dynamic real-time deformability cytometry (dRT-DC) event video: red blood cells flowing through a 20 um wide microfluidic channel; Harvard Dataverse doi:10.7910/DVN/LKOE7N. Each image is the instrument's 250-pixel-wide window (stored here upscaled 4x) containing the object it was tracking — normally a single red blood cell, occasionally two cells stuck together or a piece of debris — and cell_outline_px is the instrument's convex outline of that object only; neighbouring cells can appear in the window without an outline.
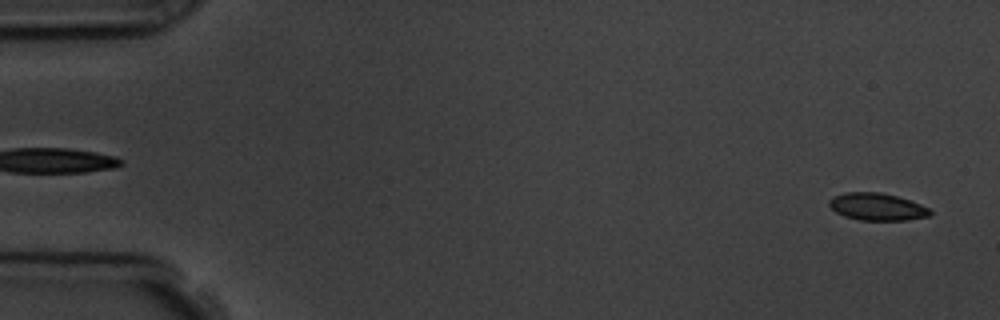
{"species": "common noctule bat (a hibernating species)", "species_latin": "Nyctalus noctula", "temperature_condition": "room temperature", "stored_images_in_passage": 3, "camera_frame_rate_fps": 3000, "um_per_image_px": 0.085, "animal": {"sex": "male", "body_mass_g": 19.5, "forearm_length_mm": 54.6}, "frame": {"image": 1, "passage_image": 3, "time_ms": 2.333, "image_size_px": [1000, 320], "cell_outline_px": [[932, 212], [928, 216], [908, 220], [860, 220], [844, 216], [836, 212], [828, 204], [828, 200], [832, 196], [844, 192], [880, 192], [896, 196], [920, 204], [928, 208]], "centroid_in_image_um": [74.51, 17.57], "position_along_channel_um": 10.5, "area_um2": 16.01}}